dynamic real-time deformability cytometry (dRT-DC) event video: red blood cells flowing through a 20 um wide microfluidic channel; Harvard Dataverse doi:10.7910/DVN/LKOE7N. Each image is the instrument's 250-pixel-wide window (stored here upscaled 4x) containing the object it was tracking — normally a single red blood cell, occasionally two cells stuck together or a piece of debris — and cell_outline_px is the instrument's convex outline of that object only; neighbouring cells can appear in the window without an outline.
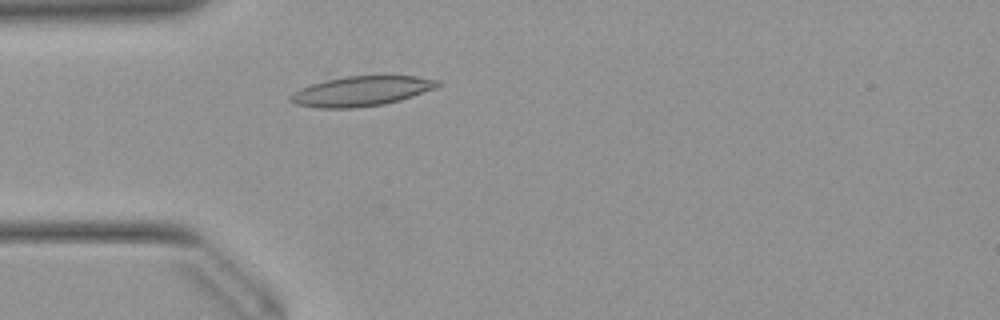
{"species": "Egyptian fruit bat (a non-hibernating species)", "species_latin": "Rousettus aegyptiacus", "temperature_condition": "warm", "stored_images_in_passage": 48, "camera_frame_rate_fps": 3000, "um_per_image_px": 0.085, "animal": {"sex": "female"}, "frame": {"image": 1, "passage_image": 11, "time_ms": 3.333, "image_size_px": [1000, 320], "cell_outline_px": [[440, 84], [436, 88], [400, 100], [384, 104], [352, 108], [316, 108], [296, 104], [288, 100], [288, 96], [292, 92], [324, 72], [416, 76], [440, 80]], "centroid_in_image_um": [30.51, 7.64], "position_along_channel_um": 54.5, "area_um2": 28.15}}
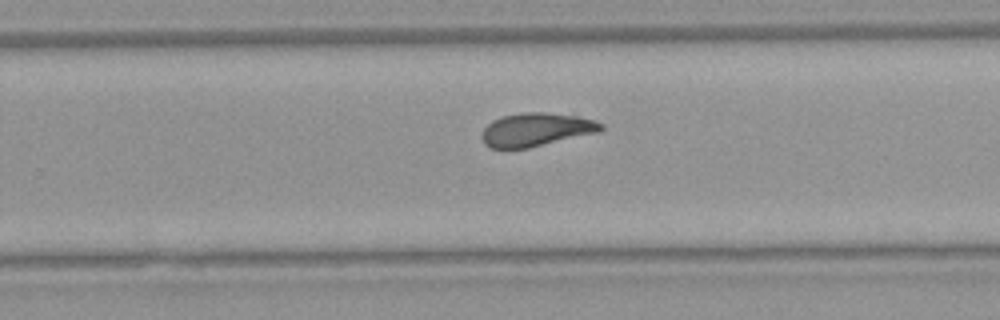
{"frame": {"image": 2, "passage_image": 29, "time_ms": 9.333, "image_size_px": [1000, 320], "cell_outline_px": [[604, 128], [600, 132], [528, 148], [488, 148], [484, 144], [480, 136], [484, 128], [492, 120], [504, 116], [524, 112], [544, 112], [576, 116], [592, 120], [604, 124]], "centroid_in_image_um": [45.56, 11.02], "position_along_channel_um": 284.2, "area_um2": 23.18}}
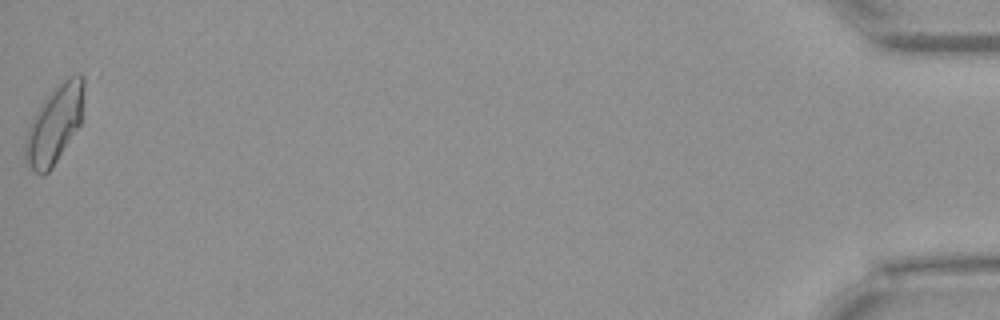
{"frame": {"image": 3, "passage_image": 48, "time_ms": 15.667, "image_size_px": [1000, 320], "cell_outline_px": [[84, 92], [80, 124], [52, 168], [44, 176], [40, 176], [24, 160], [24, 140], [28, 128], [40, 104], [52, 88], [56, 84], [68, 76], [80, 72], [84, 76]], "centroid_in_image_um": [4.63, 10.53], "position_along_channel_um": 430.6, "area_um2": 26.88}, "authors_computed_cell_mechanics": {"area_um2": 24.2471, "velocity_mm_per_s": 3.9241, "shape_relaxation_time_tau1_ms": 7.1832, "shape_relaxation_time_tau2_ms": 2.126, "deformation_change_tau1": 0.1673, "deformation_change_tau2": 0.057}}